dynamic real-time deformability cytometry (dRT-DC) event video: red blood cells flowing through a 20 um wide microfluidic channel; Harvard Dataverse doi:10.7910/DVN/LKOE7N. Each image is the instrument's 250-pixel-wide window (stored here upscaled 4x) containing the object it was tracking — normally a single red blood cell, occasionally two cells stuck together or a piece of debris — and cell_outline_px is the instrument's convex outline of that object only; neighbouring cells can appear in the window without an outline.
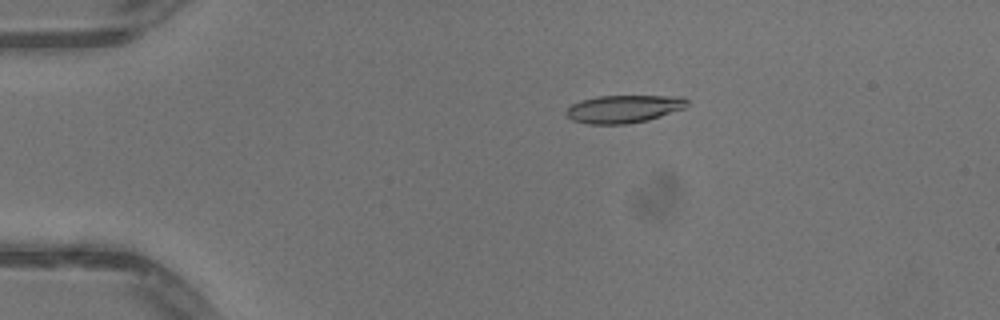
{"species": "common noctule bat (a hibernating species)", "species_latin": "Nyctalus noctula", "temperature_condition": "warm", "stored_images_in_passage": 51, "camera_frame_rate_fps": 3000, "um_per_image_px": 0.085, "animal": {"sex": "male", "body_mass_g": 13.3}, "frame": {"image": 1, "passage_image": 11, "time_ms": 3.333, "image_size_px": [1000, 320], "cell_outline_px": [[684, 100], [676, 108], [656, 116], [644, 120], [612, 124], [600, 124], [576, 120], [568, 112], [568, 108], [584, 100], [604, 96], [656, 96]], "centroid_in_image_um": [52.85, 9.25], "position_along_channel_um": 32.1, "area_um2": 17.17}}
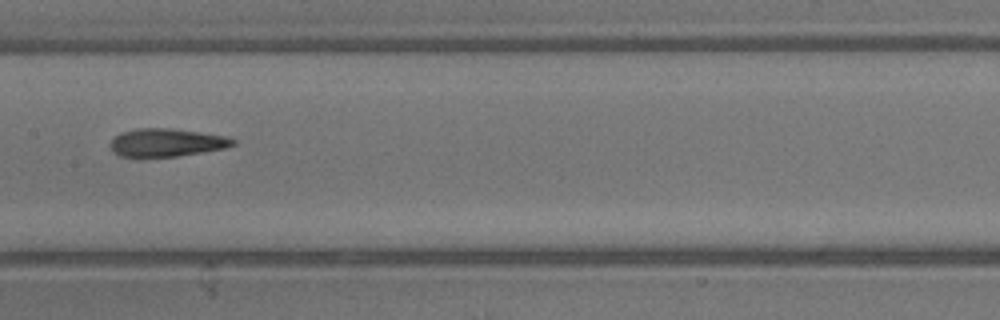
{"frame": {"image": 2, "passage_image": 27, "time_ms": 8.667, "image_size_px": [1000, 320], "cell_outline_px": [[232, 144], [220, 148], [172, 156], [124, 156], [116, 152], [112, 148], [112, 140], [116, 136], [128, 132], [188, 132], [216, 136], [232, 140]], "centroid_in_image_um": [14.08, 12.2], "position_along_channel_um": 193.3, "area_um2": 16.82}}
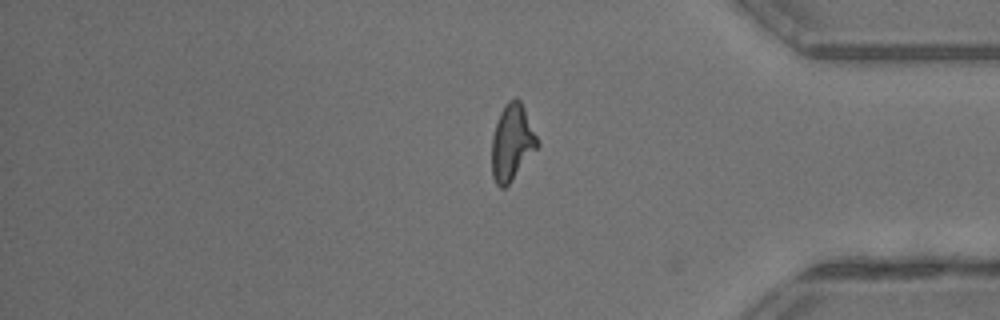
{"frame": {"image": 3, "passage_image": 43, "time_ms": 14.0, "image_size_px": [1000, 320], "cell_outline_px": [[536, 148], [508, 184], [500, 184], [496, 180], [492, 172], [492, 140], [496, 124], [504, 108], [512, 100], [516, 100], [520, 104], [536, 136]], "centroid_in_image_um": [43.49, 12.14], "position_along_channel_um": 391.7, "area_um2": 18.32}, "authors_computed_cell_mechanics": {"area_um2": 17.4556, "velocity_mm_per_s": 4.0993, "shape_relaxation_time_tau1_ms": null, "shape_relaxation_time_tau2_ms": 3.2081, "deformation_change_tau1": null, "deformation_change_tau2": 0.1378}}